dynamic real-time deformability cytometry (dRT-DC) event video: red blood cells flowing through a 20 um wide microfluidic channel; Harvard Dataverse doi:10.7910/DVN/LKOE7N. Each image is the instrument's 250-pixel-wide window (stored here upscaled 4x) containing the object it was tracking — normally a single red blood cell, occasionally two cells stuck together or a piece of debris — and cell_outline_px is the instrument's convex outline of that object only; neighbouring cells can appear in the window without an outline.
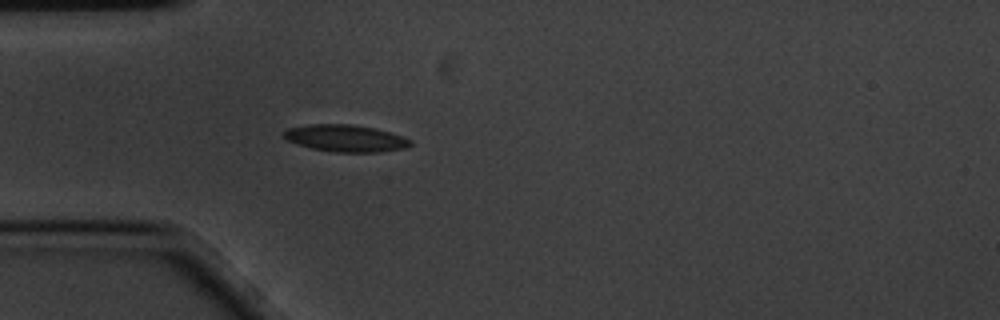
{"species": "common noctule bat (a hibernating species)", "species_latin": "Nyctalus noctula", "temperature_condition": "cold", "stored_images_in_passage": 1, "camera_frame_rate_fps": 3000, "um_per_image_px": 0.085, "animal": {"sex": "male", "body_mass_g": 20.1, "forearm_length_mm": 53.5}, "frame": {"image": 1, "passage_image": 1, "time_ms": 0.0, "image_size_px": [1000, 320], "cell_outline_px": [[412, 144], [404, 148], [376, 152], [336, 152], [312, 148], [296, 144], [288, 140], [284, 136], [284, 132], [288, 128], [308, 124], [352, 124], [376, 128], [412, 140]], "centroid_in_image_um": [29.36, 11.74], "position_along_channel_um": 55.6, "area_um2": 19.71}}